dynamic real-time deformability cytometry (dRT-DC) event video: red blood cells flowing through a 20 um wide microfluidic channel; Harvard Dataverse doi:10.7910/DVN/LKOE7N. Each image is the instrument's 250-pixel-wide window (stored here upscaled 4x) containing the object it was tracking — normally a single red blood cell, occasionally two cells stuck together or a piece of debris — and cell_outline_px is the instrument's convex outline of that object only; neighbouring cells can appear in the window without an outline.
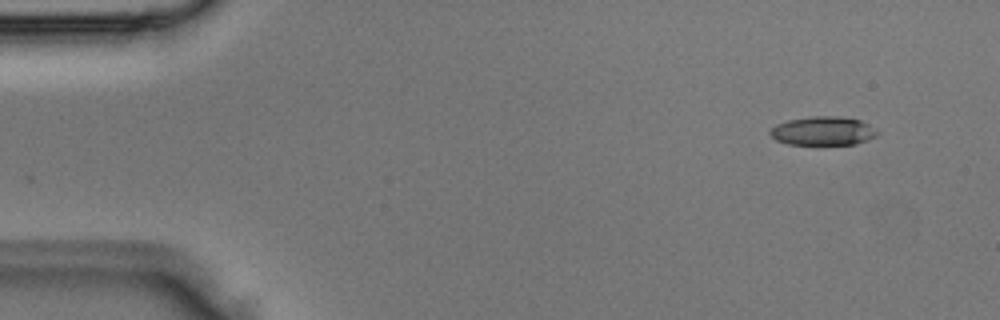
{"species": "Egyptian fruit bat (a non-hibernating species)", "species_latin": "Rousettus aegyptiacus", "temperature_condition": "room temperature", "stored_images_in_passage": 4, "segment_of_instrument_passage": [1, 2], "camera_frame_rate_fps": 3000, "um_per_image_px": 0.085, "animal": {"sex": "male"}, "frame": {"image": 1, "passage_image": 1, "time_ms": 0.0, "image_size_px": [1000, 320], "cell_outline_px": [[880, 132], [876, 136], [856, 144], [788, 144], [776, 140], [768, 132], [776, 124], [788, 120], [812, 116], [836, 116], [860, 120], [876, 128]], "centroid_in_image_um": [69.97, 11.12], "position_along_channel_um": 15.0, "area_um2": 17.92}}
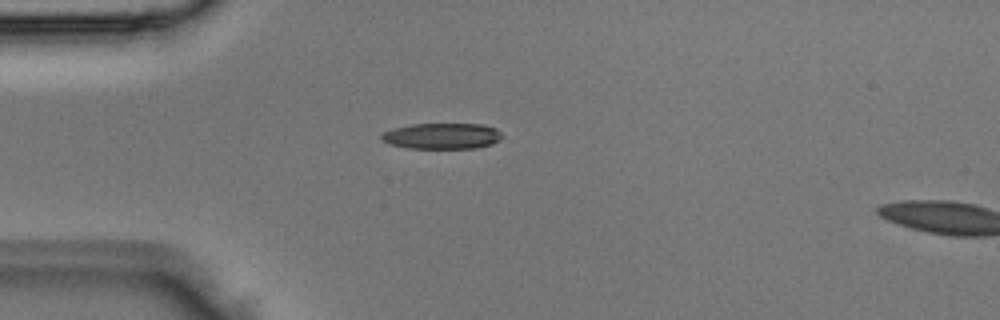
{"frame": {"image": 2, "passage_image": 3, "time_ms": 0.667, "image_size_px": [1000, 320], "cell_outline_px": [[504, 136], [500, 140], [492, 144], [476, 148], [408, 148], [392, 144], [380, 140], [380, 136], [384, 132], [392, 128], [412, 124], [484, 124], [496, 128]], "centroid_in_image_um": [37.6, 11.55], "position_along_channel_um": 47.4, "area_um2": 18.32}}